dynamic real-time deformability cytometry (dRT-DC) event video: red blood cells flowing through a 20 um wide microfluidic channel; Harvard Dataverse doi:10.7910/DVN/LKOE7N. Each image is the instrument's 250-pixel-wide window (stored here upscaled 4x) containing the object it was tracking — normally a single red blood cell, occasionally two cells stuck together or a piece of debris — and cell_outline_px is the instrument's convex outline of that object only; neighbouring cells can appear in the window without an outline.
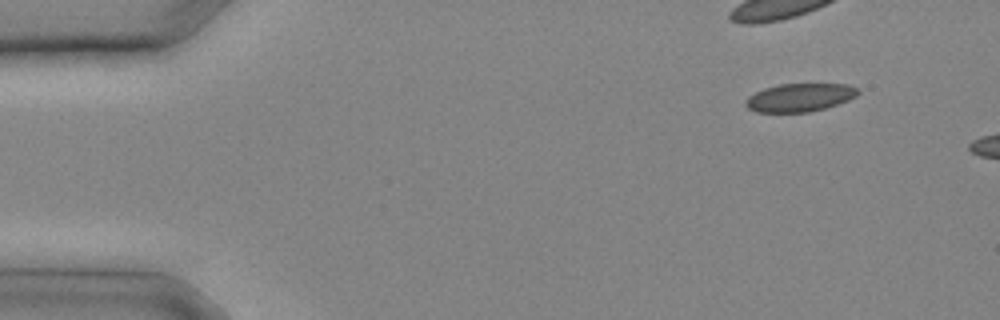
{"species": "common noctule bat (a hibernating species)", "species_latin": "Nyctalus noctula", "temperature_condition": "cold", "stored_images_in_passage": 4, "camera_frame_rate_fps": 3000, "um_per_image_px": 0.085, "animal": {"sex": "male", "body_mass_g": 20.4}, "frame": {"image": 1, "passage_image": 1, "time_ms": 0.0, "image_size_px": [1000, 320], "cell_outline_px": [[860, 92], [856, 96], [848, 100], [824, 108], [808, 112], [756, 112], [748, 108], [744, 104], [744, 100], [748, 96], [764, 88], [780, 84], [848, 84], [856, 88]], "centroid_in_image_um": [67.94, 8.28], "position_along_channel_um": 17.1, "area_um2": 18.38}}